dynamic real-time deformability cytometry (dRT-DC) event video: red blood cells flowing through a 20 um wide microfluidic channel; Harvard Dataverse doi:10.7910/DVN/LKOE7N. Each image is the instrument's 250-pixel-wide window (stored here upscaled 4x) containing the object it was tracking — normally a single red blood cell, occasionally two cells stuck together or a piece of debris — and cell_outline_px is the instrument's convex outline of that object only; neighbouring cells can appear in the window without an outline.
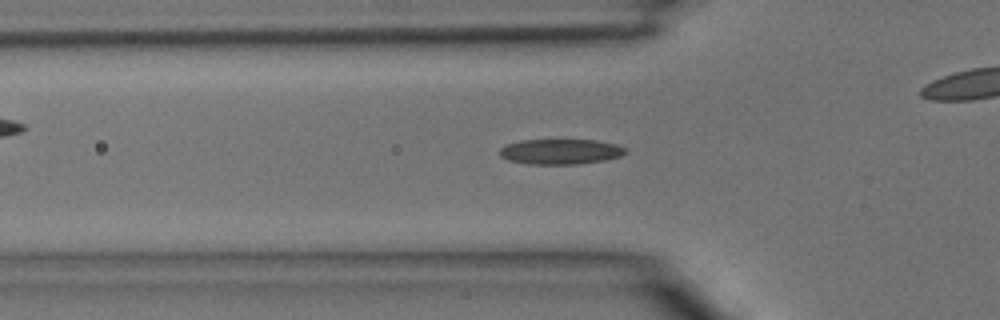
{"species": "common noctule bat (a hibernating species)", "species_latin": "Nyctalus noctula", "temperature_condition": "room temperature", "stored_images_in_passage": 45, "camera_frame_rate_fps": 3000, "um_per_image_px": 0.085, "animal": {"sex": "male", "body_mass_g": 15.6}, "frame": {"image": 1, "passage_image": 14, "time_ms": 4.333, "image_size_px": [1000, 320], "cell_outline_px": [[628, 152], [620, 156], [604, 160], [580, 164], [528, 164], [508, 160], [500, 156], [500, 148], [508, 144], [520, 140], [596, 140], [616, 144], [628, 148]], "centroid_in_image_um": [47.67, 12.89], "position_along_channel_um": 78.1, "area_um2": 18.61}}
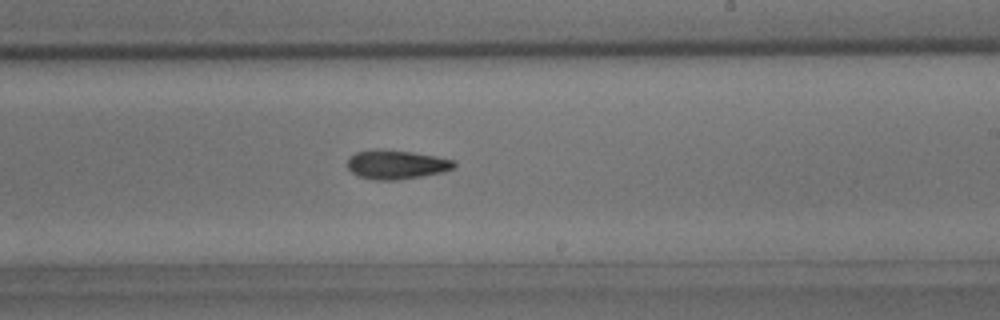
{"frame": {"image": 2, "passage_image": 26, "time_ms": 8.333, "image_size_px": [1000, 320], "cell_outline_px": [[456, 164], [452, 168], [440, 172], [420, 176], [396, 180], [376, 180], [360, 176], [352, 172], [348, 168], [348, 160], [356, 152], [376, 148], [412, 152], [436, 156], [456, 160]], "centroid_in_image_um": [33.69, 13.97], "position_along_channel_um": 255.3, "area_um2": 17.86}}